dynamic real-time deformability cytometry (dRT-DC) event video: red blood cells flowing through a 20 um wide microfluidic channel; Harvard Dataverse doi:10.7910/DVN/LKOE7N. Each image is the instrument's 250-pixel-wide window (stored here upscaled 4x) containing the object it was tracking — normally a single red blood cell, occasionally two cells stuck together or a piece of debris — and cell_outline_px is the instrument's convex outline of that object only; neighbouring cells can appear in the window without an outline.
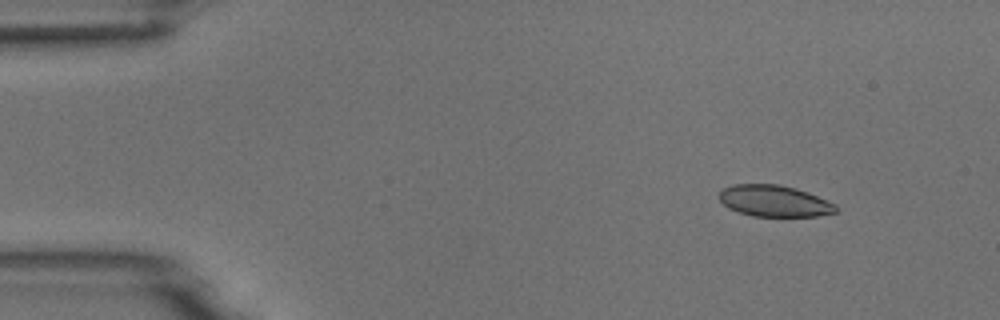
{"species": "common noctule bat (a hibernating species)", "species_latin": "Nyctalus noctula", "temperature_condition": "room temperature", "stored_images_in_passage": 6, "camera_frame_rate_fps": 3000, "um_per_image_px": 0.085, "animal": {"sex": "male", "body_mass_g": 18.8}, "frame": {"image": 1, "passage_image": 2, "time_ms": 1.333, "image_size_px": [1000, 320], "cell_outline_px": [[840, 208], [836, 212], [816, 216], [752, 216], [728, 208], [720, 200], [720, 192], [724, 188], [732, 184], [780, 184], [796, 188], [808, 192], [836, 204]], "centroid_in_image_um": [65.85, 17.08], "position_along_channel_um": 19.2, "area_um2": 21.39}}
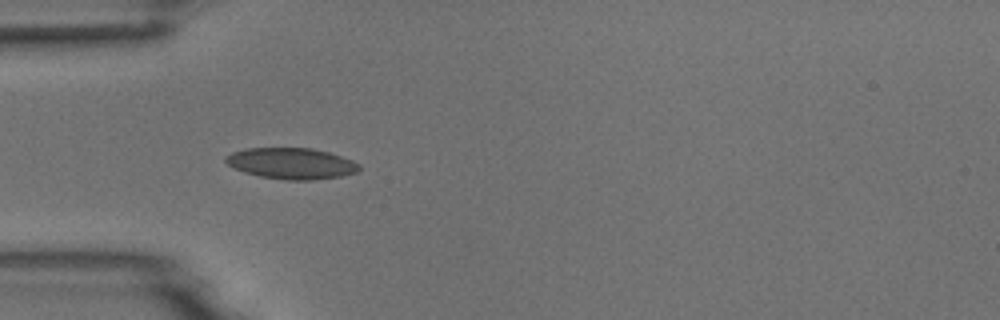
{"frame": {"image": 2, "passage_image": 5, "time_ms": 4.667, "image_size_px": [1000, 320], "cell_outline_px": [[360, 168], [356, 172], [340, 176], [312, 180], [284, 180], [260, 176], [244, 172], [228, 164], [224, 160], [224, 156], [232, 152], [244, 148], [312, 148], [328, 152], [352, 160], [360, 164]], "centroid_in_image_um": [24.75, 13.89], "position_along_channel_um": 60.3, "area_um2": 24.16}}